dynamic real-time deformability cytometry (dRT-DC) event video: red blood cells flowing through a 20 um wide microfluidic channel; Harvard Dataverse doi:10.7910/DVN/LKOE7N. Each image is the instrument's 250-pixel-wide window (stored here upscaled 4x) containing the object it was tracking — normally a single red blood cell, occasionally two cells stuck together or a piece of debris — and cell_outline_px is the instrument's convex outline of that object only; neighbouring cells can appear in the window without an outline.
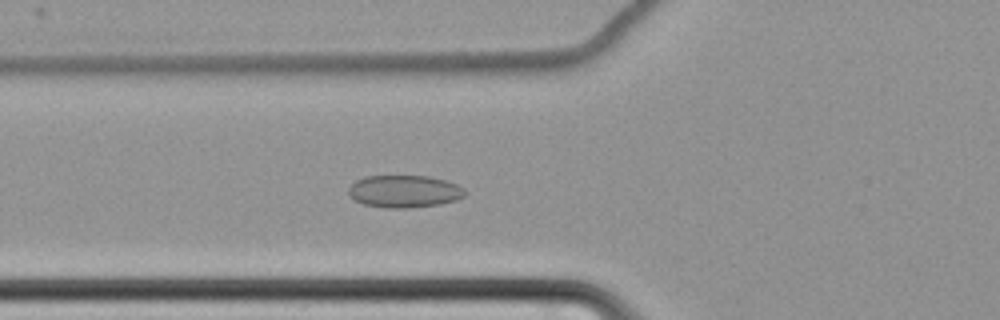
{"species": "common noctule bat (a hibernating species)", "species_latin": "Nyctalus noctula", "temperature_condition": "cold", "stored_images_in_passage": 66, "camera_frame_rate_fps": 3000, "um_per_image_px": 0.085, "animal": {"sex": "female", "body_mass_g": 22.7, "forearm_length_mm": 54.2}, "frame": {"image": 1, "passage_image": 28, "time_ms": 9.0, "image_size_px": [1000, 320], "cell_outline_px": [[468, 192], [464, 196], [456, 200], [440, 204], [408, 208], [384, 208], [364, 204], [348, 196], [348, 188], [356, 180], [364, 176], [428, 176], [444, 180], [456, 184], [464, 188]], "centroid_in_image_um": [34.36, 16.27], "position_along_channel_um": 91.4, "area_um2": 22.08}}
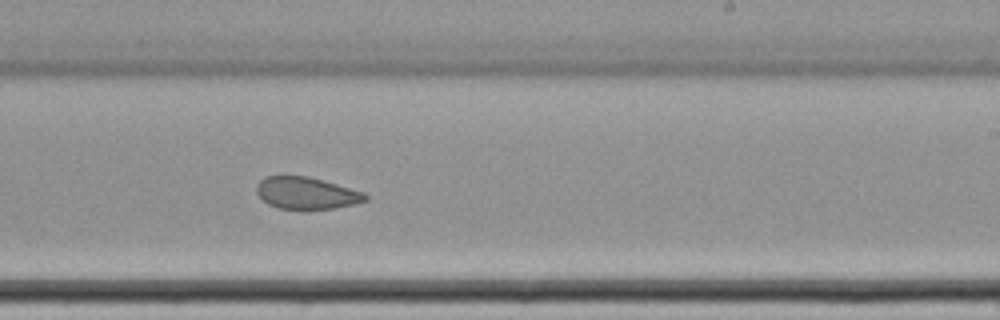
{"frame": {"image": 2, "passage_image": 43, "time_ms": 14.0, "image_size_px": [1000, 320], "cell_outline_px": [[368, 200], [356, 204], [332, 208], [280, 208], [268, 204], [256, 192], [256, 184], [264, 176], [308, 176], [364, 192], [368, 196]], "centroid_in_image_um": [26.05, 16.4], "position_along_channel_um": 263.0, "area_um2": 20.0}}
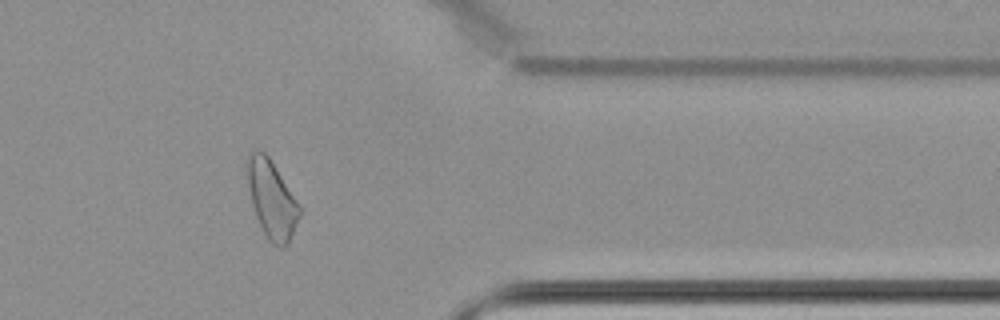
{"frame": {"image": 3, "passage_image": 55, "time_ms": 18.0, "image_size_px": [1000, 320], "cell_outline_px": [[300, 216], [288, 244], [284, 248], [280, 248], [272, 244], [268, 240], [256, 216], [252, 204], [248, 184], [248, 156], [252, 152], [264, 152], [268, 156], [300, 204]], "centroid_in_image_um": [23.13, 17.01], "position_along_channel_um": 388.3, "area_um2": 23.18}, "authors_computed_cell_mechanics": {"area_um2": 24.0159, "velocity_mm_per_s": 3.4366, "shape_relaxation_time_tau1_ms": null, "shape_relaxation_time_tau2_ms": 2.8495, "deformation_change_tau1": null, "deformation_change_tau2": 0.0795}}